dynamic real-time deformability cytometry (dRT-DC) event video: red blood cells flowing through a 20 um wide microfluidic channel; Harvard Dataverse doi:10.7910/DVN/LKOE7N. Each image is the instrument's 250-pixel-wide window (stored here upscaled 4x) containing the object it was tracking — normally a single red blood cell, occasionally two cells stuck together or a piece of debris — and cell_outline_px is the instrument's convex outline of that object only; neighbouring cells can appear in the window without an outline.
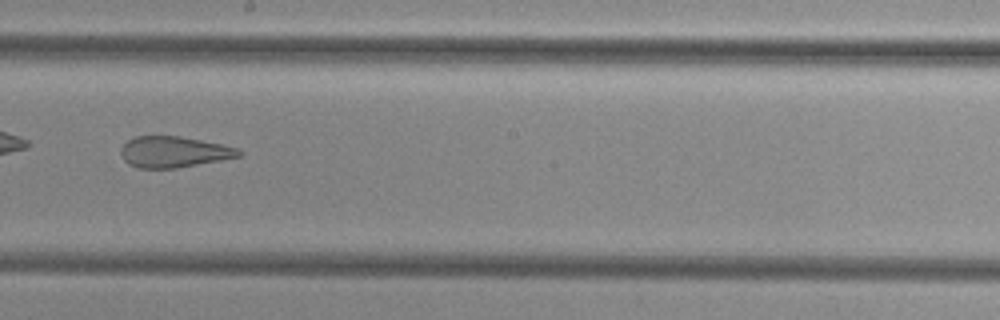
{"species": "common noctule bat (a hibernating species)", "species_latin": "Nyctalus noctula", "temperature_condition": "cold", "stored_images_in_passage": 51, "camera_frame_rate_fps": 3000, "um_per_image_px": 0.085, "animal": {"sex": "female", "body_mass_g": 29.2, "forearm_length_mm": 56.3}, "frame": {"image": 1, "passage_image": 30, "time_ms": 9.667, "image_size_px": [1000, 320], "cell_outline_px": [[244, 152], [240, 156], [220, 160], [176, 168], [140, 168], [128, 164], [124, 160], [120, 152], [120, 148], [128, 140], [136, 136], [180, 136], [240, 148]], "centroid_in_image_um": [14.77, 12.91], "position_along_channel_um": 233.4, "area_um2": 21.27}}